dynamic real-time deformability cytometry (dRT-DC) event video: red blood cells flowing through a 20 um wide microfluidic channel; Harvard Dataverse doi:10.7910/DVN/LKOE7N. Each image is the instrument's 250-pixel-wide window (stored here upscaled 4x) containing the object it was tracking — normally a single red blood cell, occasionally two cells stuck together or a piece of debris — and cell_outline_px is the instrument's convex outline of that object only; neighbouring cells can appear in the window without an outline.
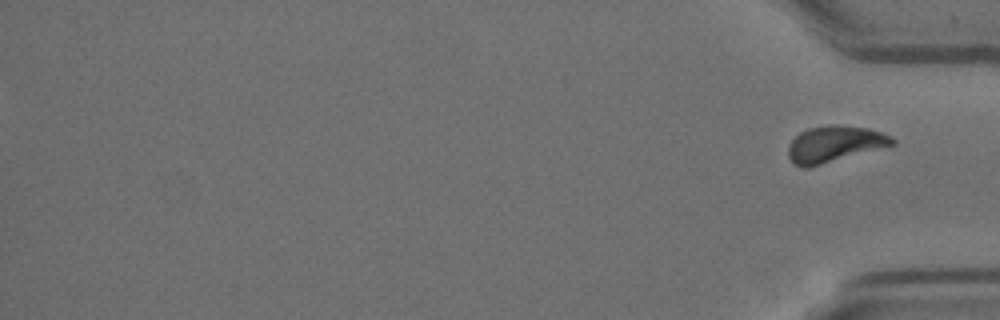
{"species": "Egyptian fruit bat (a non-hibernating species)", "species_latin": "Rousettus aegyptiacus", "temperature_condition": "room temperature", "stored_images_in_passage": 13, "camera_frame_rate_fps": 3000, "um_per_image_px": 0.085, "animal": {"sex": "female"}, "frame": {"image": 1, "passage_image": 13, "time_ms": 4.0, "image_size_px": [1000, 320], "cell_outline_px": [[896, 144], [808, 168], [804, 168], [796, 164], [788, 156], [788, 148], [792, 140], [800, 132], [808, 128], [828, 124], [836, 124], [868, 128], [892, 136], [896, 140]], "centroid_in_image_um": [70.95, 12.23], "position_along_channel_um": 364.2, "area_um2": 21.96}}